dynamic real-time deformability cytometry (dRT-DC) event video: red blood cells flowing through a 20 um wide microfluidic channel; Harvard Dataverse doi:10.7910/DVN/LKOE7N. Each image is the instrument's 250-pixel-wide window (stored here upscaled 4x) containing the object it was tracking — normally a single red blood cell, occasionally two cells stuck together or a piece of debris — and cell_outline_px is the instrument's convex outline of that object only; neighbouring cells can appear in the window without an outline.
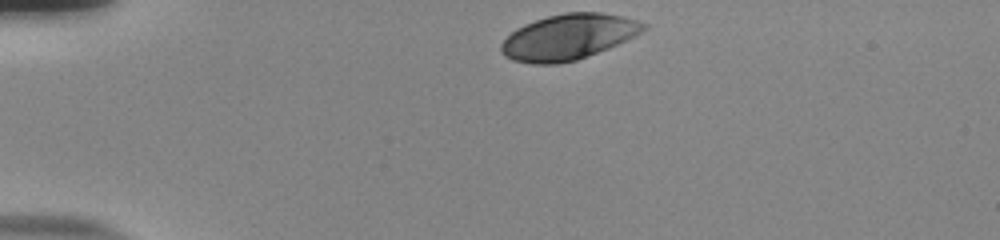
{"species": "human", "species_latin": "Homo sapiens", "temperature_condition": "room temperature", "stored_images_in_passage": 35, "camera_frame_rate_fps": 3000, "um_per_image_px": 0.085, "donor": {"sex": "male"}, "frame": {"image": 1, "passage_image": 1, "time_ms": 0.0, "image_size_px": [1000, 240], "cell_outline_px": [[648, 28], [608, 48], [576, 60], [556, 64], [532, 64], [512, 60], [504, 56], [500, 52], [500, 44], [516, 28], [524, 24], [548, 16], [564, 12], [600, 12], [624, 16], [648, 24]], "centroid_in_image_um": [48.28, 3.14], "position_along_channel_um": 36.7, "area_um2": 37.63}}
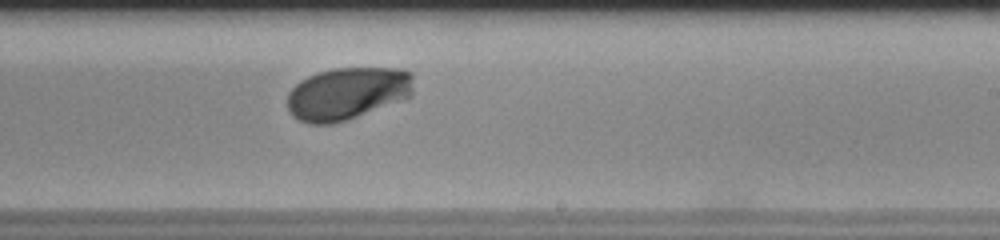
{"frame": {"image": 2, "passage_image": 23, "time_ms": 7.333, "image_size_px": [1000, 240], "cell_outline_px": [[412, 96], [356, 116], [332, 124], [308, 124], [292, 116], [288, 108], [288, 92], [300, 80], [308, 76], [320, 72], [336, 68], [404, 68], [412, 72]], "centroid_in_image_um": [29.52, 7.93], "position_along_channel_um": 259.5, "area_um2": 38.38}}
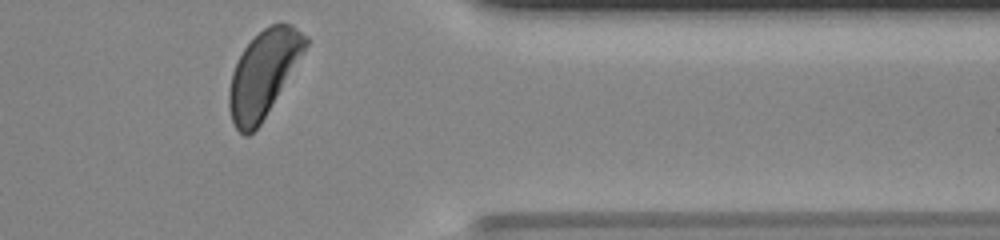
{"frame": {"image": 3, "passage_image": 34, "time_ms": 11.0, "image_size_px": [1000, 240], "cell_outline_px": [[308, 44], [304, 52], [260, 124], [248, 136], [244, 136], [236, 128], [232, 120], [228, 104], [228, 92], [232, 72], [244, 48], [264, 28], [280, 20], [292, 24], [308, 36]], "centroid_in_image_um": [22.4, 6.23], "position_along_channel_um": 389.0, "area_um2": 37.8}, "authors_computed_cell_mechanics": {"area_um2": 38.0902, "velocity_mm_per_s": 3.8157, "shape_relaxation_time_tau1_ms": 2.5543, "shape_relaxation_time_tau2_ms": null, "deformation_change_tau1": 0.1573, "deformation_change_tau2": null}}